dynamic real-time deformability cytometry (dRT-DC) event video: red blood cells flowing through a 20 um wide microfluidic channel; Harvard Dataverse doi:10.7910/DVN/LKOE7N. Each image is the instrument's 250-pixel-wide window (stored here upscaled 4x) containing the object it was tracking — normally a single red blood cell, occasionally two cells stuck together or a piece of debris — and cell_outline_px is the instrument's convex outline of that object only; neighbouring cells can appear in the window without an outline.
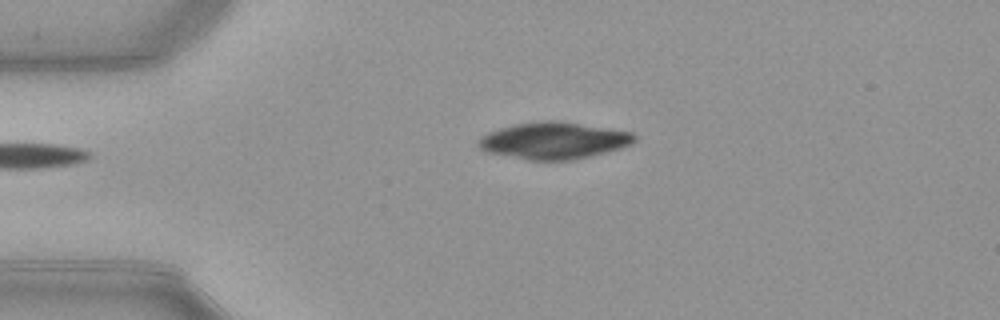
{"species": "common noctule bat (a hibernating species)", "species_latin": "Nyctalus noctula", "temperature_condition": "warm", "stored_images_in_passage": 41, "camera_frame_rate_fps": 3000, "um_per_image_px": 0.085, "animal": {"sex": "female", "body_mass_g": 21.9}, "frame": {"image": 1, "passage_image": 1, "time_ms": 0.0, "image_size_px": [1000, 320], "cell_outline_px": [[636, 140], [632, 144], [620, 148], [592, 156], [572, 160], [528, 160], [484, 152], [476, 144], [476, 140], [480, 136], [488, 132], [500, 128], [516, 124], [544, 120], [552, 120], [580, 124], [632, 132], [636, 136]], "centroid_in_image_um": [47.02, 11.96], "position_along_channel_um": 38.0, "area_um2": 33.52}}
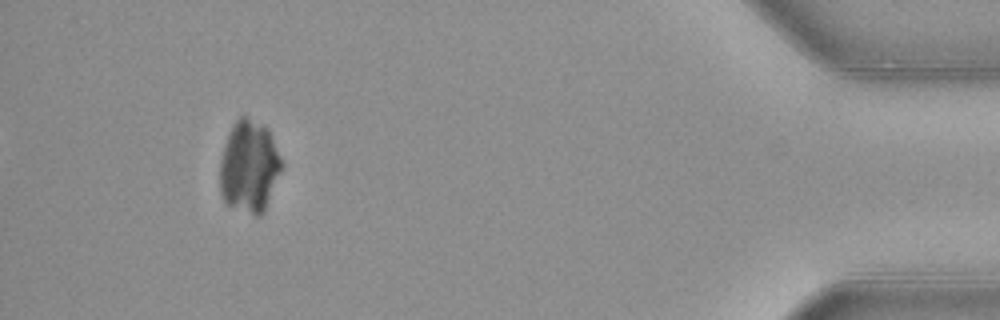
{"frame": {"image": 2, "passage_image": 37, "time_ms": 12.0, "image_size_px": [1000, 320], "cell_outline_px": [[284, 164], [264, 212], [260, 216], [256, 216], [224, 204], [220, 192], [220, 160], [224, 144], [236, 120], [240, 116], [244, 116], [268, 128]], "centroid_in_image_um": [21.18, 14.2], "position_along_channel_um": 414.0, "area_um2": 33.23}}